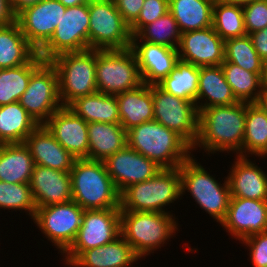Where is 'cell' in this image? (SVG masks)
<instances>
[{
    "label": "cell",
    "instance_id": "6da1fadb",
    "mask_svg": "<svg viewBox=\"0 0 267 267\" xmlns=\"http://www.w3.org/2000/svg\"><path fill=\"white\" fill-rule=\"evenodd\" d=\"M245 125V102L202 109L199 112V134L192 149L202 147L207 154L233 151L242 156Z\"/></svg>",
    "mask_w": 267,
    "mask_h": 267
},
{
    "label": "cell",
    "instance_id": "7a4b0ae2",
    "mask_svg": "<svg viewBox=\"0 0 267 267\" xmlns=\"http://www.w3.org/2000/svg\"><path fill=\"white\" fill-rule=\"evenodd\" d=\"M127 145L162 169L178 168L193 155L192 146L182 136L156 120L128 130Z\"/></svg>",
    "mask_w": 267,
    "mask_h": 267
},
{
    "label": "cell",
    "instance_id": "3957f363",
    "mask_svg": "<svg viewBox=\"0 0 267 267\" xmlns=\"http://www.w3.org/2000/svg\"><path fill=\"white\" fill-rule=\"evenodd\" d=\"M69 173L72 200L82 209L120 208V193L103 161L76 159Z\"/></svg>",
    "mask_w": 267,
    "mask_h": 267
},
{
    "label": "cell",
    "instance_id": "277c9868",
    "mask_svg": "<svg viewBox=\"0 0 267 267\" xmlns=\"http://www.w3.org/2000/svg\"><path fill=\"white\" fill-rule=\"evenodd\" d=\"M169 212L121 211L120 235L139 259L161 248L178 231L177 218Z\"/></svg>",
    "mask_w": 267,
    "mask_h": 267
},
{
    "label": "cell",
    "instance_id": "5b68a950",
    "mask_svg": "<svg viewBox=\"0 0 267 267\" xmlns=\"http://www.w3.org/2000/svg\"><path fill=\"white\" fill-rule=\"evenodd\" d=\"M182 196L180 169H161L154 177L127 187L120 194L121 211L163 212Z\"/></svg>",
    "mask_w": 267,
    "mask_h": 267
},
{
    "label": "cell",
    "instance_id": "8992f818",
    "mask_svg": "<svg viewBox=\"0 0 267 267\" xmlns=\"http://www.w3.org/2000/svg\"><path fill=\"white\" fill-rule=\"evenodd\" d=\"M194 157L179 167L182 195L187 190L199 207L220 224L226 218L231 199L228 179L225 177L224 183H218Z\"/></svg>",
    "mask_w": 267,
    "mask_h": 267
},
{
    "label": "cell",
    "instance_id": "52a82bcc",
    "mask_svg": "<svg viewBox=\"0 0 267 267\" xmlns=\"http://www.w3.org/2000/svg\"><path fill=\"white\" fill-rule=\"evenodd\" d=\"M50 62L58 74L59 97L63 106H69L79 97L98 92L96 50L63 53Z\"/></svg>",
    "mask_w": 267,
    "mask_h": 267
},
{
    "label": "cell",
    "instance_id": "ba28073f",
    "mask_svg": "<svg viewBox=\"0 0 267 267\" xmlns=\"http://www.w3.org/2000/svg\"><path fill=\"white\" fill-rule=\"evenodd\" d=\"M143 84L134 52L96 50V85L99 93L117 95Z\"/></svg>",
    "mask_w": 267,
    "mask_h": 267
},
{
    "label": "cell",
    "instance_id": "9c48e42d",
    "mask_svg": "<svg viewBox=\"0 0 267 267\" xmlns=\"http://www.w3.org/2000/svg\"><path fill=\"white\" fill-rule=\"evenodd\" d=\"M132 34L114 0L89 1V49H129Z\"/></svg>",
    "mask_w": 267,
    "mask_h": 267
},
{
    "label": "cell",
    "instance_id": "30bf717a",
    "mask_svg": "<svg viewBox=\"0 0 267 267\" xmlns=\"http://www.w3.org/2000/svg\"><path fill=\"white\" fill-rule=\"evenodd\" d=\"M89 50V3L67 7L50 40L38 51L44 61Z\"/></svg>",
    "mask_w": 267,
    "mask_h": 267
},
{
    "label": "cell",
    "instance_id": "8fae6325",
    "mask_svg": "<svg viewBox=\"0 0 267 267\" xmlns=\"http://www.w3.org/2000/svg\"><path fill=\"white\" fill-rule=\"evenodd\" d=\"M120 208L84 210L82 224L71 246L62 254L70 265L83 251L106 245L120 235Z\"/></svg>",
    "mask_w": 267,
    "mask_h": 267
},
{
    "label": "cell",
    "instance_id": "7c38bea8",
    "mask_svg": "<svg viewBox=\"0 0 267 267\" xmlns=\"http://www.w3.org/2000/svg\"><path fill=\"white\" fill-rule=\"evenodd\" d=\"M154 118L166 128L177 132L192 147L199 134V111L194 102L176 97L152 85Z\"/></svg>",
    "mask_w": 267,
    "mask_h": 267
},
{
    "label": "cell",
    "instance_id": "4fadbf2b",
    "mask_svg": "<svg viewBox=\"0 0 267 267\" xmlns=\"http://www.w3.org/2000/svg\"><path fill=\"white\" fill-rule=\"evenodd\" d=\"M84 209L73 200L37 207L34 223L63 254L73 243L82 224Z\"/></svg>",
    "mask_w": 267,
    "mask_h": 267
},
{
    "label": "cell",
    "instance_id": "5bb4252c",
    "mask_svg": "<svg viewBox=\"0 0 267 267\" xmlns=\"http://www.w3.org/2000/svg\"><path fill=\"white\" fill-rule=\"evenodd\" d=\"M18 102L39 125L63 106L59 97L58 74L50 61H45L31 75Z\"/></svg>",
    "mask_w": 267,
    "mask_h": 267
},
{
    "label": "cell",
    "instance_id": "9a60e30c",
    "mask_svg": "<svg viewBox=\"0 0 267 267\" xmlns=\"http://www.w3.org/2000/svg\"><path fill=\"white\" fill-rule=\"evenodd\" d=\"M66 7L59 0H41L16 15L22 33L39 51L51 38Z\"/></svg>",
    "mask_w": 267,
    "mask_h": 267
},
{
    "label": "cell",
    "instance_id": "2e32d148",
    "mask_svg": "<svg viewBox=\"0 0 267 267\" xmlns=\"http://www.w3.org/2000/svg\"><path fill=\"white\" fill-rule=\"evenodd\" d=\"M103 162L120 194L127 187L154 177L162 169L128 145Z\"/></svg>",
    "mask_w": 267,
    "mask_h": 267
},
{
    "label": "cell",
    "instance_id": "e0dca14e",
    "mask_svg": "<svg viewBox=\"0 0 267 267\" xmlns=\"http://www.w3.org/2000/svg\"><path fill=\"white\" fill-rule=\"evenodd\" d=\"M220 224L239 241L266 232L267 200L231 197L226 218Z\"/></svg>",
    "mask_w": 267,
    "mask_h": 267
},
{
    "label": "cell",
    "instance_id": "ac0fdd59",
    "mask_svg": "<svg viewBox=\"0 0 267 267\" xmlns=\"http://www.w3.org/2000/svg\"><path fill=\"white\" fill-rule=\"evenodd\" d=\"M224 40L211 26L181 33L179 60L197 67L218 66L224 62Z\"/></svg>",
    "mask_w": 267,
    "mask_h": 267
},
{
    "label": "cell",
    "instance_id": "d6986e66",
    "mask_svg": "<svg viewBox=\"0 0 267 267\" xmlns=\"http://www.w3.org/2000/svg\"><path fill=\"white\" fill-rule=\"evenodd\" d=\"M43 125L75 159H88V123L68 106H62Z\"/></svg>",
    "mask_w": 267,
    "mask_h": 267
},
{
    "label": "cell",
    "instance_id": "ffe728a7",
    "mask_svg": "<svg viewBox=\"0 0 267 267\" xmlns=\"http://www.w3.org/2000/svg\"><path fill=\"white\" fill-rule=\"evenodd\" d=\"M130 49L134 52L143 83L157 85L179 61L178 49L140 41L132 36Z\"/></svg>",
    "mask_w": 267,
    "mask_h": 267
},
{
    "label": "cell",
    "instance_id": "44dd1931",
    "mask_svg": "<svg viewBox=\"0 0 267 267\" xmlns=\"http://www.w3.org/2000/svg\"><path fill=\"white\" fill-rule=\"evenodd\" d=\"M29 184L37 207L72 200L69 172L35 165Z\"/></svg>",
    "mask_w": 267,
    "mask_h": 267
},
{
    "label": "cell",
    "instance_id": "7402d4cb",
    "mask_svg": "<svg viewBox=\"0 0 267 267\" xmlns=\"http://www.w3.org/2000/svg\"><path fill=\"white\" fill-rule=\"evenodd\" d=\"M35 165L70 172L75 157L64 149L44 125H39L24 141Z\"/></svg>",
    "mask_w": 267,
    "mask_h": 267
},
{
    "label": "cell",
    "instance_id": "603a6c76",
    "mask_svg": "<svg viewBox=\"0 0 267 267\" xmlns=\"http://www.w3.org/2000/svg\"><path fill=\"white\" fill-rule=\"evenodd\" d=\"M248 157L238 156L227 176L231 197L267 200V175Z\"/></svg>",
    "mask_w": 267,
    "mask_h": 267
},
{
    "label": "cell",
    "instance_id": "cb8c5ba5",
    "mask_svg": "<svg viewBox=\"0 0 267 267\" xmlns=\"http://www.w3.org/2000/svg\"><path fill=\"white\" fill-rule=\"evenodd\" d=\"M139 258L129 243L119 235L112 242L83 251L70 267H133Z\"/></svg>",
    "mask_w": 267,
    "mask_h": 267
},
{
    "label": "cell",
    "instance_id": "d4e9b609",
    "mask_svg": "<svg viewBox=\"0 0 267 267\" xmlns=\"http://www.w3.org/2000/svg\"><path fill=\"white\" fill-rule=\"evenodd\" d=\"M120 124L127 132L154 118L152 85L141 84L136 89L117 94Z\"/></svg>",
    "mask_w": 267,
    "mask_h": 267
},
{
    "label": "cell",
    "instance_id": "484cf974",
    "mask_svg": "<svg viewBox=\"0 0 267 267\" xmlns=\"http://www.w3.org/2000/svg\"><path fill=\"white\" fill-rule=\"evenodd\" d=\"M237 102L239 101L227 83L221 65L200 67L197 100L195 102L199 112L212 106L232 105Z\"/></svg>",
    "mask_w": 267,
    "mask_h": 267
},
{
    "label": "cell",
    "instance_id": "4316f807",
    "mask_svg": "<svg viewBox=\"0 0 267 267\" xmlns=\"http://www.w3.org/2000/svg\"><path fill=\"white\" fill-rule=\"evenodd\" d=\"M88 159L104 161L127 145V132L121 124L88 123Z\"/></svg>",
    "mask_w": 267,
    "mask_h": 267
},
{
    "label": "cell",
    "instance_id": "83f0119b",
    "mask_svg": "<svg viewBox=\"0 0 267 267\" xmlns=\"http://www.w3.org/2000/svg\"><path fill=\"white\" fill-rule=\"evenodd\" d=\"M38 51L29 43L17 21L0 26V69L29 63Z\"/></svg>",
    "mask_w": 267,
    "mask_h": 267
},
{
    "label": "cell",
    "instance_id": "f1b7e54d",
    "mask_svg": "<svg viewBox=\"0 0 267 267\" xmlns=\"http://www.w3.org/2000/svg\"><path fill=\"white\" fill-rule=\"evenodd\" d=\"M34 166L24 143L0 144V181L30 183Z\"/></svg>",
    "mask_w": 267,
    "mask_h": 267
},
{
    "label": "cell",
    "instance_id": "f546056e",
    "mask_svg": "<svg viewBox=\"0 0 267 267\" xmlns=\"http://www.w3.org/2000/svg\"><path fill=\"white\" fill-rule=\"evenodd\" d=\"M215 0H169V12L181 33L212 26Z\"/></svg>",
    "mask_w": 267,
    "mask_h": 267
},
{
    "label": "cell",
    "instance_id": "4dcf8cb0",
    "mask_svg": "<svg viewBox=\"0 0 267 267\" xmlns=\"http://www.w3.org/2000/svg\"><path fill=\"white\" fill-rule=\"evenodd\" d=\"M68 107L87 123L120 124L116 95L96 92L77 98Z\"/></svg>",
    "mask_w": 267,
    "mask_h": 267
},
{
    "label": "cell",
    "instance_id": "1f68e13d",
    "mask_svg": "<svg viewBox=\"0 0 267 267\" xmlns=\"http://www.w3.org/2000/svg\"><path fill=\"white\" fill-rule=\"evenodd\" d=\"M38 126L19 102L0 106V144L24 143Z\"/></svg>",
    "mask_w": 267,
    "mask_h": 267
},
{
    "label": "cell",
    "instance_id": "d6a6232c",
    "mask_svg": "<svg viewBox=\"0 0 267 267\" xmlns=\"http://www.w3.org/2000/svg\"><path fill=\"white\" fill-rule=\"evenodd\" d=\"M250 154L261 158L267 156V112L256 102L246 103L242 156L250 157Z\"/></svg>",
    "mask_w": 267,
    "mask_h": 267
},
{
    "label": "cell",
    "instance_id": "836d02e7",
    "mask_svg": "<svg viewBox=\"0 0 267 267\" xmlns=\"http://www.w3.org/2000/svg\"><path fill=\"white\" fill-rule=\"evenodd\" d=\"M44 62L37 54L27 64L0 69V106L18 102L28 87L31 75Z\"/></svg>",
    "mask_w": 267,
    "mask_h": 267
},
{
    "label": "cell",
    "instance_id": "e575fe53",
    "mask_svg": "<svg viewBox=\"0 0 267 267\" xmlns=\"http://www.w3.org/2000/svg\"><path fill=\"white\" fill-rule=\"evenodd\" d=\"M200 67L179 60L173 70L157 85L167 93L196 102Z\"/></svg>",
    "mask_w": 267,
    "mask_h": 267
},
{
    "label": "cell",
    "instance_id": "d590c367",
    "mask_svg": "<svg viewBox=\"0 0 267 267\" xmlns=\"http://www.w3.org/2000/svg\"><path fill=\"white\" fill-rule=\"evenodd\" d=\"M225 79L239 102L255 103L262 92L263 73L247 71L234 63L221 64Z\"/></svg>",
    "mask_w": 267,
    "mask_h": 267
},
{
    "label": "cell",
    "instance_id": "8d00e7d4",
    "mask_svg": "<svg viewBox=\"0 0 267 267\" xmlns=\"http://www.w3.org/2000/svg\"><path fill=\"white\" fill-rule=\"evenodd\" d=\"M212 27L224 41L247 35L242 5L215 0Z\"/></svg>",
    "mask_w": 267,
    "mask_h": 267
},
{
    "label": "cell",
    "instance_id": "74e56055",
    "mask_svg": "<svg viewBox=\"0 0 267 267\" xmlns=\"http://www.w3.org/2000/svg\"><path fill=\"white\" fill-rule=\"evenodd\" d=\"M224 61L254 73H263L264 62L255 50L249 35L224 41Z\"/></svg>",
    "mask_w": 267,
    "mask_h": 267
},
{
    "label": "cell",
    "instance_id": "f35d334b",
    "mask_svg": "<svg viewBox=\"0 0 267 267\" xmlns=\"http://www.w3.org/2000/svg\"><path fill=\"white\" fill-rule=\"evenodd\" d=\"M137 36L142 41L175 49H178L181 40L177 22L169 11L146 25Z\"/></svg>",
    "mask_w": 267,
    "mask_h": 267
},
{
    "label": "cell",
    "instance_id": "ab89813d",
    "mask_svg": "<svg viewBox=\"0 0 267 267\" xmlns=\"http://www.w3.org/2000/svg\"><path fill=\"white\" fill-rule=\"evenodd\" d=\"M0 208L25 210L31 219L34 218L37 206L35 204L29 183H9L0 181Z\"/></svg>",
    "mask_w": 267,
    "mask_h": 267
},
{
    "label": "cell",
    "instance_id": "60d3db41",
    "mask_svg": "<svg viewBox=\"0 0 267 267\" xmlns=\"http://www.w3.org/2000/svg\"><path fill=\"white\" fill-rule=\"evenodd\" d=\"M169 11V0H145L138 19L130 26L132 36H136L146 25Z\"/></svg>",
    "mask_w": 267,
    "mask_h": 267
},
{
    "label": "cell",
    "instance_id": "b9f144b4",
    "mask_svg": "<svg viewBox=\"0 0 267 267\" xmlns=\"http://www.w3.org/2000/svg\"><path fill=\"white\" fill-rule=\"evenodd\" d=\"M242 8L247 35L267 27V0H254Z\"/></svg>",
    "mask_w": 267,
    "mask_h": 267
},
{
    "label": "cell",
    "instance_id": "7bdbcfd3",
    "mask_svg": "<svg viewBox=\"0 0 267 267\" xmlns=\"http://www.w3.org/2000/svg\"><path fill=\"white\" fill-rule=\"evenodd\" d=\"M240 243L249 247L250 260L254 267H267V231L251 235Z\"/></svg>",
    "mask_w": 267,
    "mask_h": 267
},
{
    "label": "cell",
    "instance_id": "ee69618b",
    "mask_svg": "<svg viewBox=\"0 0 267 267\" xmlns=\"http://www.w3.org/2000/svg\"><path fill=\"white\" fill-rule=\"evenodd\" d=\"M145 0H114L124 21L131 26L139 17Z\"/></svg>",
    "mask_w": 267,
    "mask_h": 267
},
{
    "label": "cell",
    "instance_id": "f6af8a7d",
    "mask_svg": "<svg viewBox=\"0 0 267 267\" xmlns=\"http://www.w3.org/2000/svg\"><path fill=\"white\" fill-rule=\"evenodd\" d=\"M253 46L261 60L267 62V27L249 34Z\"/></svg>",
    "mask_w": 267,
    "mask_h": 267
},
{
    "label": "cell",
    "instance_id": "bcb514c9",
    "mask_svg": "<svg viewBox=\"0 0 267 267\" xmlns=\"http://www.w3.org/2000/svg\"><path fill=\"white\" fill-rule=\"evenodd\" d=\"M16 21L9 0H0V26H5Z\"/></svg>",
    "mask_w": 267,
    "mask_h": 267
},
{
    "label": "cell",
    "instance_id": "7dc6e473",
    "mask_svg": "<svg viewBox=\"0 0 267 267\" xmlns=\"http://www.w3.org/2000/svg\"><path fill=\"white\" fill-rule=\"evenodd\" d=\"M41 0H9L11 9L15 15H17L20 11L24 8L35 5L36 3L40 2Z\"/></svg>",
    "mask_w": 267,
    "mask_h": 267
},
{
    "label": "cell",
    "instance_id": "c3c4849f",
    "mask_svg": "<svg viewBox=\"0 0 267 267\" xmlns=\"http://www.w3.org/2000/svg\"><path fill=\"white\" fill-rule=\"evenodd\" d=\"M66 8L89 3L90 0H59Z\"/></svg>",
    "mask_w": 267,
    "mask_h": 267
},
{
    "label": "cell",
    "instance_id": "681fc988",
    "mask_svg": "<svg viewBox=\"0 0 267 267\" xmlns=\"http://www.w3.org/2000/svg\"><path fill=\"white\" fill-rule=\"evenodd\" d=\"M256 103L267 112V91L266 90H262V92L260 93L259 99Z\"/></svg>",
    "mask_w": 267,
    "mask_h": 267
},
{
    "label": "cell",
    "instance_id": "f907efd6",
    "mask_svg": "<svg viewBox=\"0 0 267 267\" xmlns=\"http://www.w3.org/2000/svg\"><path fill=\"white\" fill-rule=\"evenodd\" d=\"M262 90L267 91V62L264 63V68H263Z\"/></svg>",
    "mask_w": 267,
    "mask_h": 267
},
{
    "label": "cell",
    "instance_id": "816d5d0a",
    "mask_svg": "<svg viewBox=\"0 0 267 267\" xmlns=\"http://www.w3.org/2000/svg\"><path fill=\"white\" fill-rule=\"evenodd\" d=\"M218 1L223 2V3H228V4L245 5L254 0H218Z\"/></svg>",
    "mask_w": 267,
    "mask_h": 267
}]
</instances>
